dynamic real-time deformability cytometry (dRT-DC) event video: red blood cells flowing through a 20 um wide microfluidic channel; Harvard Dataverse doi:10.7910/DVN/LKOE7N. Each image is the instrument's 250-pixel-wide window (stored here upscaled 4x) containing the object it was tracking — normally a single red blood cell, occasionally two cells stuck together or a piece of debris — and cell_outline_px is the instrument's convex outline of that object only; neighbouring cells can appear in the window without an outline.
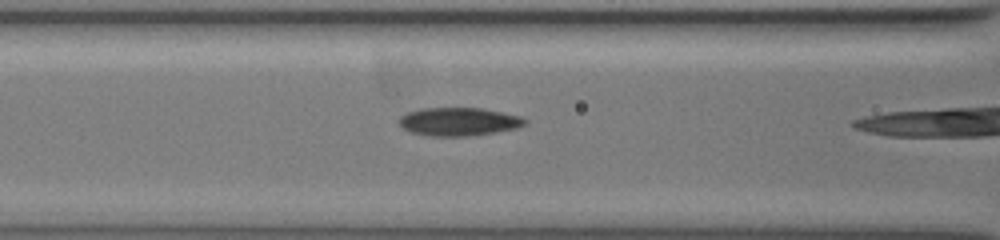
{"species": "common noctule bat (a hibernating species)", "species_latin": "Nyctalus noctula", "temperature_condition": "warm", "stored_images_in_passage": 31, "camera_frame_rate_fps": 3000, "um_per_image_px": 0.085, "animal": {"sex": "female", "body_mass_g": 19.5, "forearm_length_mm": 54.1}, "frame": {"image": 1, "passage_image": 23, "time_ms": 7.333, "image_size_px": [1000, 240], "cell_outline_px": [[524, 124], [516, 128], [496, 132], [468, 136], [428, 136], [412, 132], [404, 128], [400, 124], [400, 116], [408, 112], [420, 108], [480, 108], [520, 116], [524, 120]], "centroid_in_image_um": [38.95, 10.34], "position_along_channel_um": 127.6, "area_um2": 20.4}}
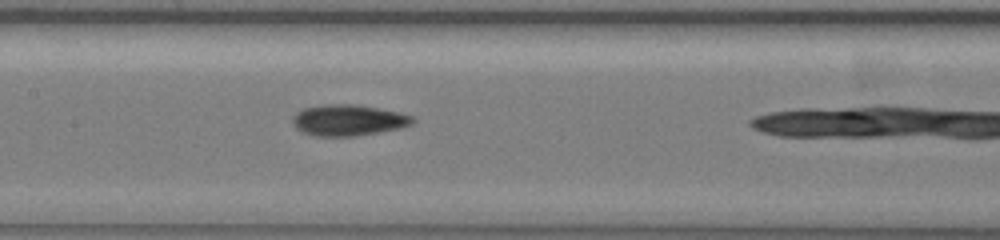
{"frame": {"image": 2, "passage_image": 27, "time_ms": 8.667, "image_size_px": [1000, 240], "cell_outline_px": [[412, 124], [400, 128], [356, 136], [312, 136], [300, 132], [296, 128], [292, 120], [292, 116], [296, 112], [304, 108], [324, 104], [352, 104], [376, 108], [396, 112], [412, 116]], "centroid_in_image_um": [29.52, 10.22], "position_along_channel_um": 177.9, "area_um2": 21.62}}
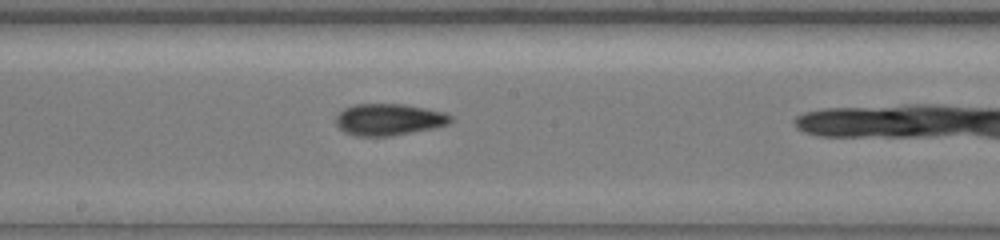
{"frame": {"image": 3, "passage_image": 30, "time_ms": 9.667, "image_size_px": [1000, 240], "cell_outline_px": [[452, 120], [448, 124], [432, 128], [392, 136], [356, 136], [344, 132], [336, 124], [336, 116], [344, 108], [356, 104], [404, 104], [444, 112], [452, 116]], "centroid_in_image_um": [33.04, 10.16], "position_along_channel_um": 215.2, "area_um2": 21.1}}